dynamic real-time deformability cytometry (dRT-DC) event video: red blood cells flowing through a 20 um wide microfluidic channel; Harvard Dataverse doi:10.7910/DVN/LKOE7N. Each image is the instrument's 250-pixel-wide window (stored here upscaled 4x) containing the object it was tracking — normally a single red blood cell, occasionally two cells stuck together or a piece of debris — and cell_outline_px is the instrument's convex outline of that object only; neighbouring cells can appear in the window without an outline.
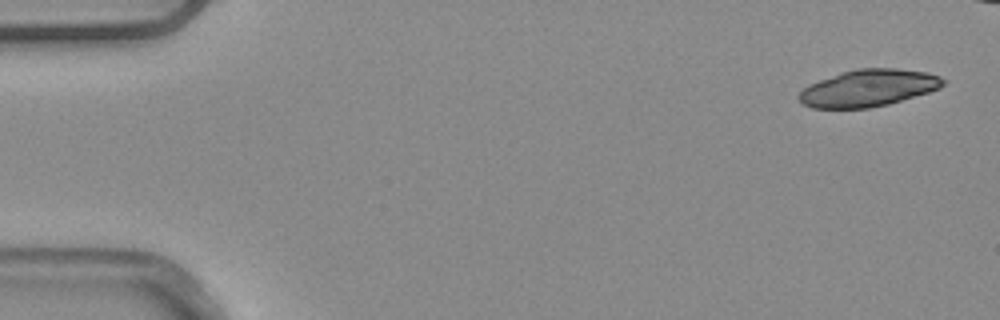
{"species": "common noctule bat (a hibernating species)", "species_latin": "Nyctalus noctula", "temperature_condition": "warm", "stored_images_in_passage": 7, "camera_frame_rate_fps": 3000, "um_per_image_px": 0.085, "animal": {"sex": "male", "body_mass_g": 20.4}, "frame": {"image": 1, "passage_image": 1, "time_ms": 0.0, "image_size_px": [1000, 320], "cell_outline_px": [[948, 80], [940, 88], [928, 92], [888, 104], [868, 108], [812, 108], [804, 104], [796, 96], [808, 84], [840, 72], [856, 68], [896, 68], [928, 72], [940, 76]], "centroid_in_image_um": [73.82, 7.47], "position_along_channel_um": 11.2, "area_um2": 31.21}}